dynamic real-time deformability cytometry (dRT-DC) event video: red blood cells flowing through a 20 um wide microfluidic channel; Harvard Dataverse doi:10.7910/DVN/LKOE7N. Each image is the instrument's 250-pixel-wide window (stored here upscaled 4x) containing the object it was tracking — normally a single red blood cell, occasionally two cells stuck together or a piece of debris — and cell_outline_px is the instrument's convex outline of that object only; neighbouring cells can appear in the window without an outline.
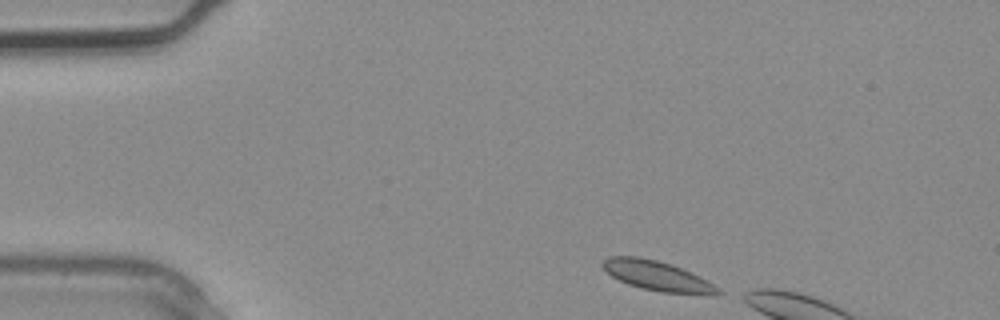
{"species": "common noctule bat (a hibernating species)", "species_latin": "Nyctalus noctula", "temperature_condition": "warm", "stored_images_in_passage": 4, "camera_frame_rate_fps": 3000, "um_per_image_px": 0.085, "animal": {"sex": "male", "body_mass_g": 20.4}, "frame": {"image": 1, "passage_image": 1, "time_ms": 0.0, "image_size_px": [1000, 320], "cell_outline_px": [[724, 292], [716, 296], [660, 292], [640, 288], [628, 284], [612, 276], [600, 264], [608, 256], [636, 256], [656, 260], [692, 272], [720, 288]], "centroid_in_image_um": [55.93, 23.48], "position_along_channel_um": 29.1, "area_um2": 20.11}}